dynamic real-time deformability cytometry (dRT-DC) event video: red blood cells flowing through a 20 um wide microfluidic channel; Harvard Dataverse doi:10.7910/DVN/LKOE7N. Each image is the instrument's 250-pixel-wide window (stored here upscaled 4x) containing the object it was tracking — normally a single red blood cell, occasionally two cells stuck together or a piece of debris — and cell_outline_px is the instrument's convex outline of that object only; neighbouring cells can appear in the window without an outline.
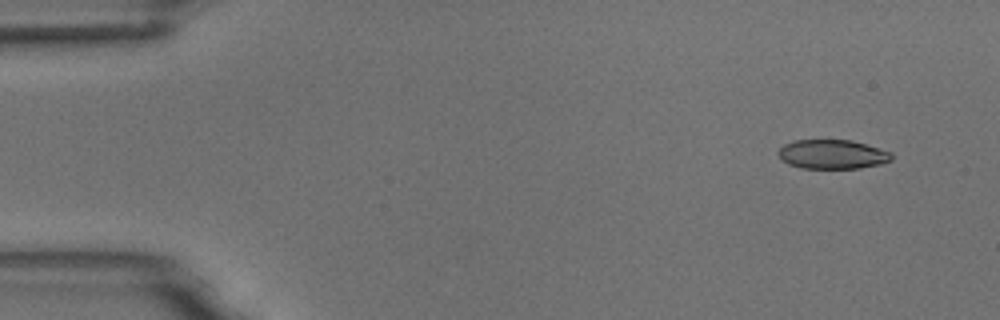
{"species": "common noctule bat (a hibernating species)", "species_latin": "Nyctalus noctula", "temperature_condition": "room temperature", "stored_images_in_passage": 15, "camera_frame_rate_fps": 3000, "um_per_image_px": 0.085, "animal": {"sex": "male", "body_mass_g": 18.8}, "frame": {"image": 1, "passage_image": 2, "time_ms": 1.0, "image_size_px": [1000, 320], "cell_outline_px": [[892, 160], [880, 164], [860, 168], [800, 168], [788, 164], [776, 152], [784, 144], [792, 140], [852, 140], [892, 152]], "centroid_in_image_um": [70.75, 13.11], "position_along_channel_um": 14.3, "area_um2": 19.31}}
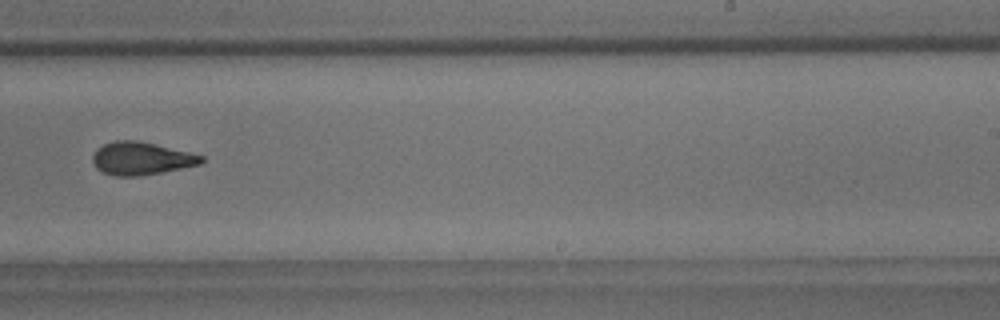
{"frame": {"image": 2, "passage_image": 10, "time_ms": 11.0, "image_size_px": [1000, 320], "cell_outline_px": [[204, 160], [200, 164], [140, 176], [112, 176], [96, 168], [92, 160], [92, 156], [96, 148], [104, 144], [116, 140], [140, 140], [204, 156]], "centroid_in_image_um": [11.96, 13.46], "position_along_channel_um": 277.0, "area_um2": 20.75}}
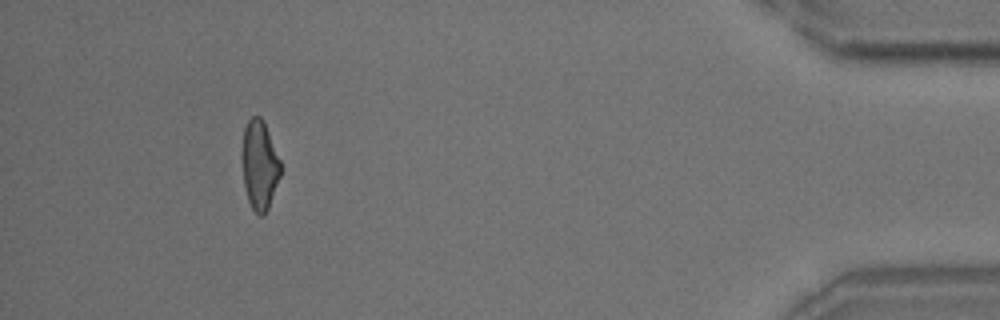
{"frame": {"image": 3, "passage_image": 14, "time_ms": 16.333, "image_size_px": [1000, 320], "cell_outline_px": [[280, 176], [268, 208], [264, 216], [260, 216], [252, 208], [248, 200], [244, 184], [244, 128], [248, 120], [252, 116], [260, 116], [264, 120], [280, 160]], "centroid_in_image_um": [22.09, 14.03], "position_along_channel_um": 413.1, "area_um2": 19.42}, "authors_computed_cell_mechanics": {"area_um2": 20.808, "velocity_mm_per_s": 3.7105, "shape_relaxation_time_tau1_ms": 3.7998, "shape_relaxation_time_tau2_ms": null, "deformation_change_tau1": 0.1193, "deformation_change_tau2": null}}